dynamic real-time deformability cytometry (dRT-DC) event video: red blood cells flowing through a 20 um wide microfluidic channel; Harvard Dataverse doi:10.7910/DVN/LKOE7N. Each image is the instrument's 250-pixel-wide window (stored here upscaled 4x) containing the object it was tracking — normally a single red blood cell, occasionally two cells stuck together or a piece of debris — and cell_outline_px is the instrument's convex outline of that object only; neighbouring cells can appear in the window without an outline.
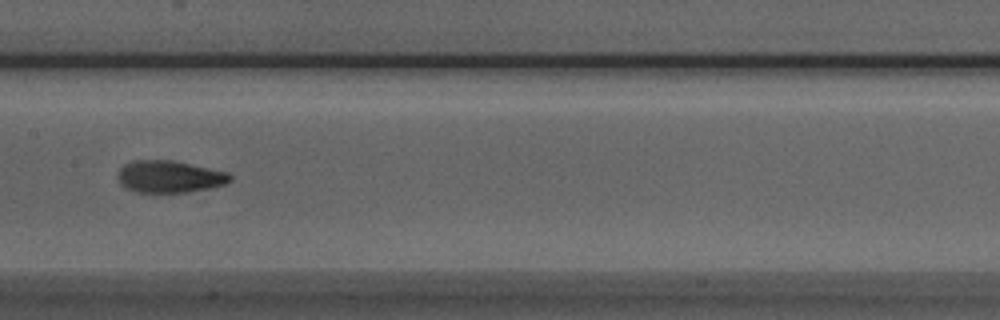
{"species": "Egyptian fruit bat (a non-hibernating species)", "species_latin": "Rousettus aegyptiacus", "temperature_condition": "room temperature", "stored_images_in_passage": 36, "camera_frame_rate_fps": 3000, "um_per_image_px": 0.085, "animal": {"sex": "male"}, "frame": {"image": 1, "passage_image": 24, "time_ms": 7.667, "image_size_px": [1000, 320], "cell_outline_px": [[232, 180], [224, 184], [212, 188], [188, 192], [136, 192], [124, 188], [120, 184], [116, 176], [120, 168], [124, 164], [132, 160], [172, 160], [228, 172], [232, 176]], "centroid_in_image_um": [14.38, 15.02], "position_along_channel_um": 193.0, "area_um2": 21.21}}
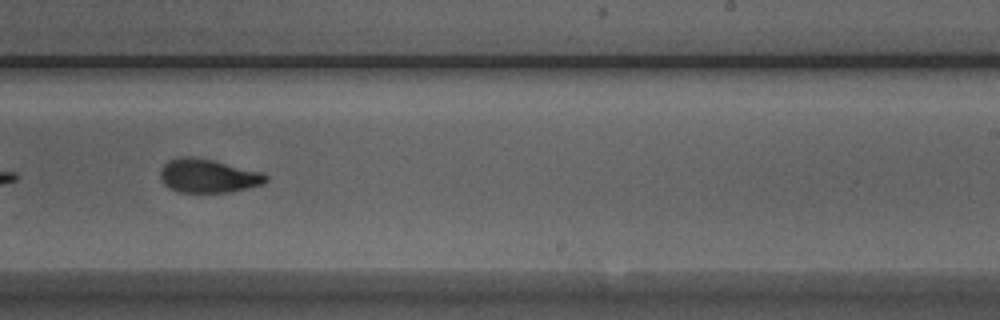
{"frame": {"image": 2, "passage_image": 30, "time_ms": 9.667, "image_size_px": [1000, 320], "cell_outline_px": [[268, 180], [264, 184], [228, 192], [180, 192], [168, 188], [164, 184], [160, 176], [160, 172], [164, 164], [168, 160], [180, 156], [192, 156], [212, 160], [264, 172], [268, 176]], "centroid_in_image_um": [17.69, 14.94], "position_along_channel_um": 271.3, "area_um2": 20.81}}
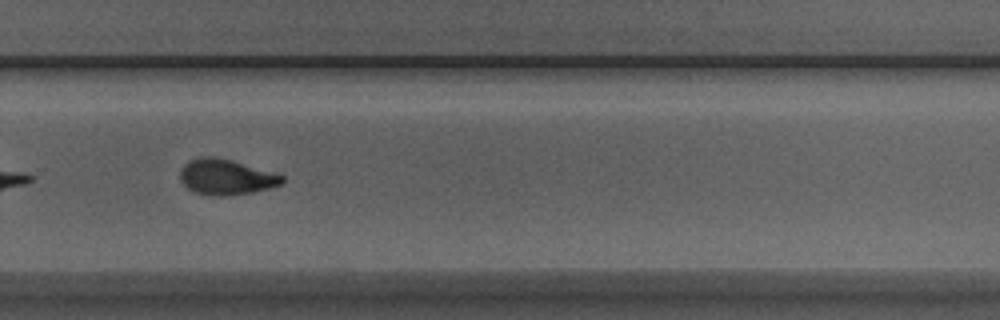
{"frame": {"image": 3, "passage_image": 33, "time_ms": 10.667, "image_size_px": [1000, 320], "cell_outline_px": [[284, 180], [280, 184], [268, 188], [252, 192], [224, 196], [212, 196], [196, 192], [188, 188], [180, 180], [180, 172], [184, 164], [188, 160], [200, 156], [212, 156], [232, 160], [284, 176]], "centroid_in_image_um": [19.17, 15.03], "position_along_channel_um": 310.6, "area_um2": 20.92}}